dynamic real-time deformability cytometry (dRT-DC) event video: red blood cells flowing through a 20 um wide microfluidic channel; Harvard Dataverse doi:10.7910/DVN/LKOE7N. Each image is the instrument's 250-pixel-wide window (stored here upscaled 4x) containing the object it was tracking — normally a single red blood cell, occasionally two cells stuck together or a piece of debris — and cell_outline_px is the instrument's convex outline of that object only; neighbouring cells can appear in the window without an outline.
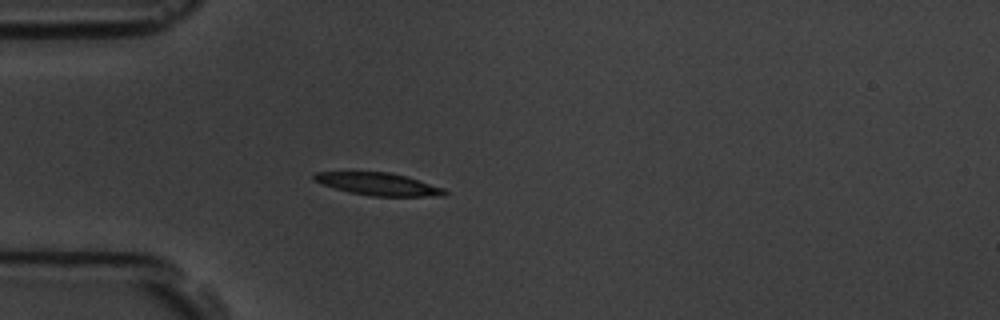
{"species": "common noctule bat (a hibernating species)", "species_latin": "Nyctalus noctula", "temperature_condition": "room temperature", "stored_images_in_passage": 4, "camera_frame_rate_fps": 3000, "um_per_image_px": 0.085, "animal": {"sex": "male", "body_mass_g": 19.5, "forearm_length_mm": 54.6}, "frame": {"image": 1, "passage_image": 4, "time_ms": 3.333, "image_size_px": [1000, 320], "cell_outline_px": [[448, 192], [444, 196], [372, 196], [348, 192], [312, 180], [312, 176], [316, 172], [392, 172], [444, 188]], "centroid_in_image_um": [32.17, 15.65], "position_along_channel_um": 52.8, "area_um2": 16.99}}